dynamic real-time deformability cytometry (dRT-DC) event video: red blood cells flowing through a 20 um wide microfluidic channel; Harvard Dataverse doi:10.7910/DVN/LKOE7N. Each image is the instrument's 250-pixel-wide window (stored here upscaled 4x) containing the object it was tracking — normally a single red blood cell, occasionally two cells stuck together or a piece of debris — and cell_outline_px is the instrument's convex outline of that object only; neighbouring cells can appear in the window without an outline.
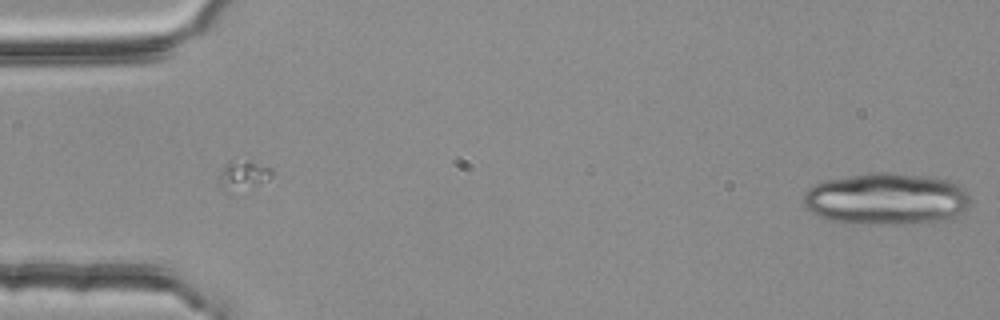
{"species": "common noctule bat (a hibernating species)", "species_latin": "Nyctalus noctula", "temperature_condition": "room temperature", "stored_images_in_passage": 5, "camera_frame_rate_fps": 3000, "um_per_image_px": 0.085, "animal": {"sex": "female", "body_mass_g": 25.1}, "frame": {"image": 1, "passage_image": 5, "time_ms": 1.333, "image_size_px": [1000, 320], "cell_outline_px": [[972, 200], [968, 208], [964, 212], [948, 220], [900, 224], [884, 224], [828, 220], [812, 212], [804, 204], [804, 192], [812, 184], [824, 180], [868, 172], [892, 172], [928, 176], [948, 180], [964, 188]], "centroid_in_image_um": [75.38, 16.88], "position_along_channel_um": 9.6, "area_um2": 50.75}}